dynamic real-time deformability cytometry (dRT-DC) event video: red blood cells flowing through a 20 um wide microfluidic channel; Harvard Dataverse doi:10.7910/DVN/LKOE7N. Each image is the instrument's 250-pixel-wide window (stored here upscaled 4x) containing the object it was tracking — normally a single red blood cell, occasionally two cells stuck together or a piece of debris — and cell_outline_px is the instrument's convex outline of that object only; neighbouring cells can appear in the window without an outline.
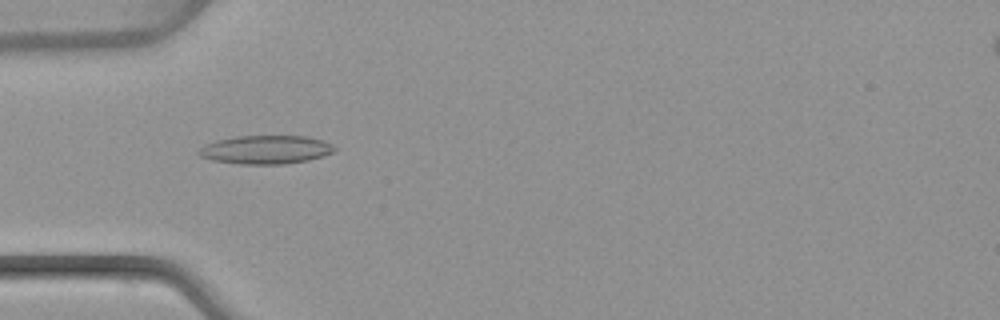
{"species": "common noctule bat (a hibernating species)", "species_latin": "Nyctalus noctula", "temperature_condition": "warm", "stored_images_in_passage": 50, "camera_frame_rate_fps": 3000, "um_per_image_px": 0.085, "animal": {"sex": "female", "body_mass_g": 22.7, "forearm_length_mm": 54.2}, "frame": {"image": 1, "passage_image": 16, "time_ms": 5.0, "image_size_px": [1000, 320], "cell_outline_px": [[336, 148], [332, 152], [324, 156], [308, 160], [284, 164], [240, 164], [212, 160], [200, 156], [196, 152], [204, 144], [216, 140], [236, 136], [308, 136], [324, 140], [332, 144]], "centroid_in_image_um": [22.58, 12.72], "position_along_channel_um": 62.4, "area_um2": 22.72}}
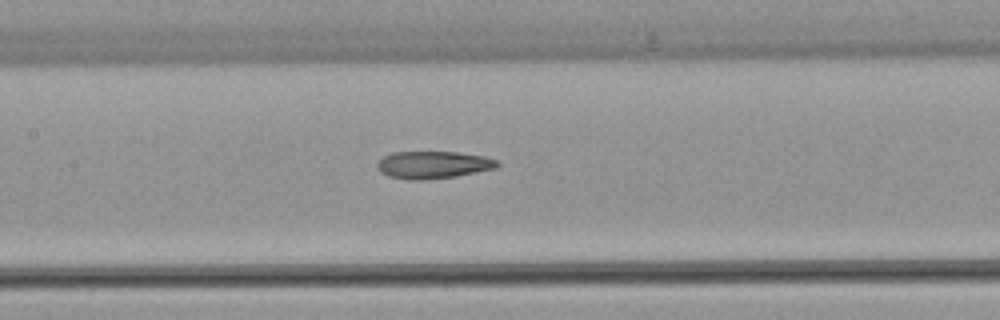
{"frame": {"image": 2, "passage_image": 24, "time_ms": 7.667, "image_size_px": [1000, 320], "cell_outline_px": [[500, 164], [496, 168], [456, 176], [420, 180], [408, 180], [388, 176], [380, 172], [376, 164], [384, 156], [392, 152], [456, 152], [484, 156], [500, 160]], "centroid_in_image_um": [36.83, 14.01], "position_along_channel_um": 170.6, "area_um2": 19.19}}
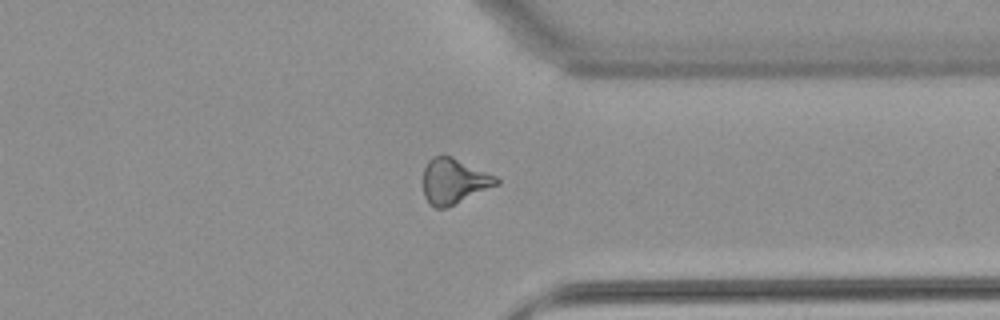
{"frame": {"image": 3, "passage_image": 39, "time_ms": 12.667, "image_size_px": [1000, 320], "cell_outline_px": [[500, 184], [444, 208], [436, 208], [424, 196], [424, 168], [428, 160], [432, 156], [452, 156], [496, 176], [500, 180]], "centroid_in_image_um": [38.6, 15.37], "position_along_channel_um": 372.8, "area_um2": 19.07}, "authors_computed_cell_mechanics": {"area_um2": 19.4786, "velocity_mm_per_s": 4.1049, "shape_relaxation_time_tau1_ms": null, "shape_relaxation_time_tau2_ms": 2.9157, "deformation_change_tau1": null, "deformation_change_tau2": 0.1325}}